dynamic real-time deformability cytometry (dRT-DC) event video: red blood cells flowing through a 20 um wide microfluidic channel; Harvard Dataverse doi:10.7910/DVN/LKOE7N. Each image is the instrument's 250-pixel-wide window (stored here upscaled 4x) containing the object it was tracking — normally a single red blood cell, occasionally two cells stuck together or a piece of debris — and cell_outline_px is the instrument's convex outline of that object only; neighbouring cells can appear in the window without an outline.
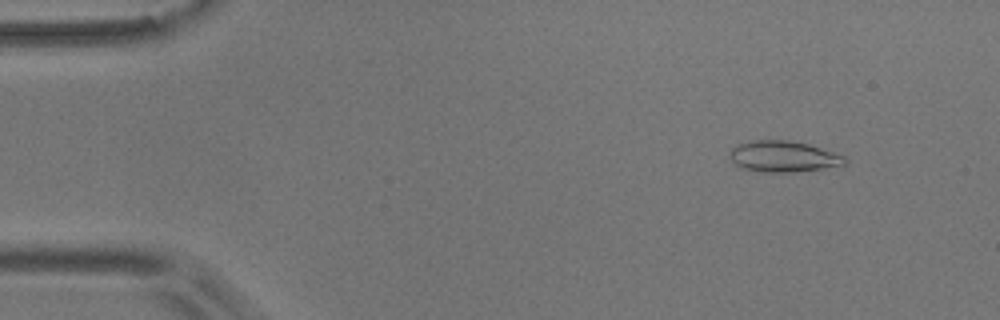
{"species": "common noctule bat (a hibernating species)", "species_latin": "Nyctalus noctula", "temperature_condition": "room temperature", "stored_images_in_passage": 50, "camera_frame_rate_fps": 3000, "um_per_image_px": 0.085, "animal": {"sex": "male", "body_mass_g": 17.9}, "frame": {"image": 1, "passage_image": 6, "time_ms": 1.667, "image_size_px": [1000, 320], "cell_outline_px": [[848, 164], [792, 172], [760, 172], [744, 168], [736, 164], [732, 160], [728, 152], [736, 144], [752, 140], [788, 140], [808, 144], [844, 156], [848, 160]], "centroid_in_image_um": [66.55, 13.29], "position_along_channel_um": 18.4, "area_um2": 20.69}}
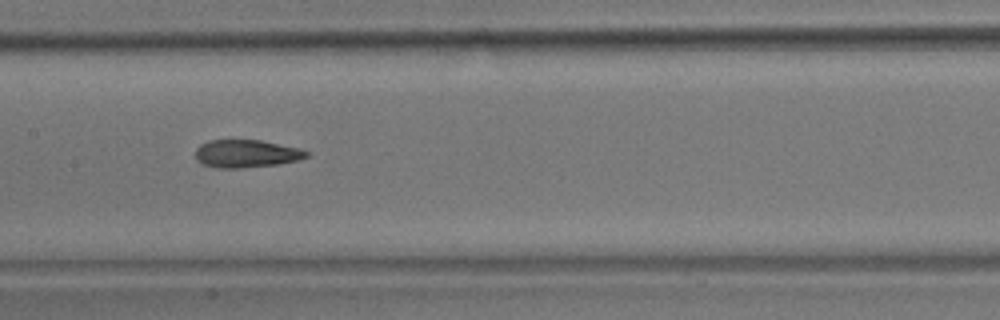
{"frame": {"image": 2, "passage_image": 27, "time_ms": 8.667, "image_size_px": [1000, 320], "cell_outline_px": [[308, 156], [296, 160], [276, 164], [240, 168], [216, 168], [204, 164], [196, 160], [196, 148], [200, 144], [208, 140], [260, 140], [300, 148], [308, 152]], "centroid_in_image_um": [20.9, 13.05], "position_along_channel_um": 186.5, "area_um2": 17.86}}
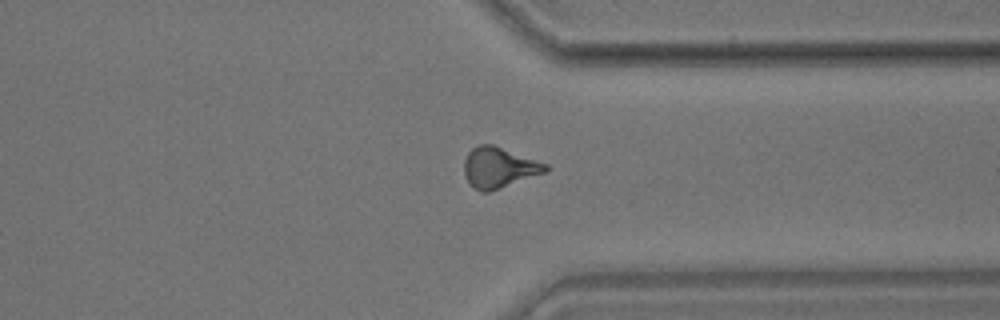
{"frame": {"image": 3, "passage_image": 42, "time_ms": 13.667, "image_size_px": [1000, 320], "cell_outline_px": [[548, 168], [544, 172], [488, 192], [480, 192], [468, 184], [464, 176], [464, 160], [468, 152], [472, 148], [480, 144], [492, 144], [548, 164]], "centroid_in_image_um": [42.35, 14.24], "position_along_channel_um": 369.1, "area_um2": 19.07}, "authors_computed_cell_mechanics": {"area_um2": 18.6116, "velocity_mm_per_s": 3.6779, "shape_relaxation_time_tau1_ms": 5.5442, "shape_relaxation_time_tau2_ms": 1.9198, "deformation_change_tau1": 0.1893, "deformation_change_tau2": 0.1051}}